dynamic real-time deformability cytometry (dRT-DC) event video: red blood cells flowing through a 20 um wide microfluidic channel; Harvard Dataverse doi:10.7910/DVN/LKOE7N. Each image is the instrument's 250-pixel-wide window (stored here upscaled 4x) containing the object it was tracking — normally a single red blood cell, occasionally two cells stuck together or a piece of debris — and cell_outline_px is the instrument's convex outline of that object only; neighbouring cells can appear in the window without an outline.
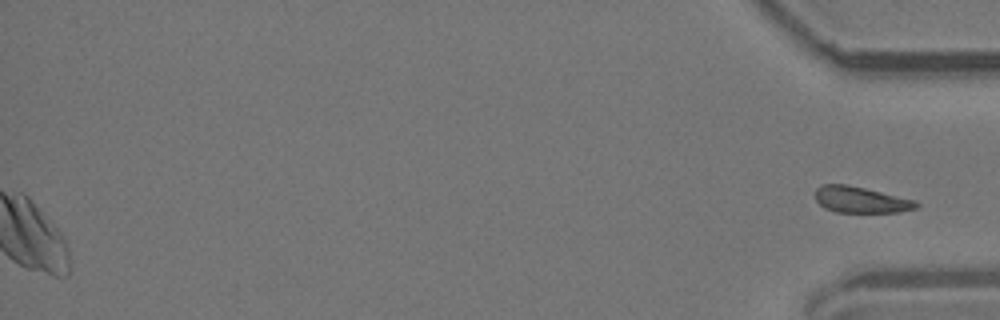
{"species": "common noctule bat (a hibernating species)", "species_latin": "Nyctalus noctula", "temperature_condition": "room temperature", "stored_images_in_passage": 54, "segment_of_instrument_passage": [2, 2], "camera_frame_rate_fps": 3000, "um_per_image_px": 0.085, "animal": {"sex": "male", "body_mass_g": 19.2, "forearm_length_mm": 51.8}, "frame": {"image": 1, "passage_image": 54, "time_ms": 17.667, "image_size_px": [1000, 320], "cell_outline_px": [[920, 204], [916, 208], [900, 212], [836, 212], [824, 208], [816, 200], [816, 188], [824, 184], [848, 184], [916, 200]], "centroid_in_image_um": [73.18, 16.98], "position_along_channel_um": 362.0, "area_um2": 15.43}}